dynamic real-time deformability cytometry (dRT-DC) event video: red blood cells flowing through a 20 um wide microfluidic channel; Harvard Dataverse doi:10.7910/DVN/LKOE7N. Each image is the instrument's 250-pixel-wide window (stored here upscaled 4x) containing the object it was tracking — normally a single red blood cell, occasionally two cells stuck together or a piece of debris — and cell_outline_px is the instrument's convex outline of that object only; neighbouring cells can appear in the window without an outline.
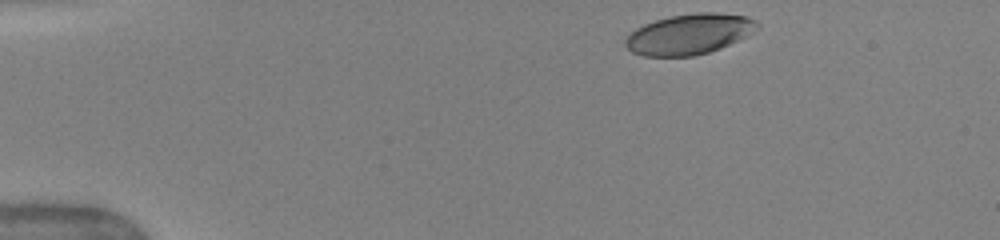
{"species": "human", "species_latin": "Homo sapiens", "temperature_condition": "warm", "stored_images_in_passage": 14, "camera_frame_rate_fps": 3000, "um_per_image_px": 0.085, "donor": {"sex": "female"}, "frame": {"image": 1, "passage_image": 1, "time_ms": 0.0, "image_size_px": [1000, 240], "cell_outline_px": [[760, 28], [748, 36], [740, 40], [720, 48], [708, 52], [692, 56], [644, 56], [632, 52], [624, 44], [624, 40], [636, 28], [644, 24], [668, 16], [696, 12], [716, 12], [748, 16], [756, 20], [760, 24]], "centroid_in_image_um": [58.64, 2.89], "position_along_channel_um": 26.4, "area_um2": 31.39}}